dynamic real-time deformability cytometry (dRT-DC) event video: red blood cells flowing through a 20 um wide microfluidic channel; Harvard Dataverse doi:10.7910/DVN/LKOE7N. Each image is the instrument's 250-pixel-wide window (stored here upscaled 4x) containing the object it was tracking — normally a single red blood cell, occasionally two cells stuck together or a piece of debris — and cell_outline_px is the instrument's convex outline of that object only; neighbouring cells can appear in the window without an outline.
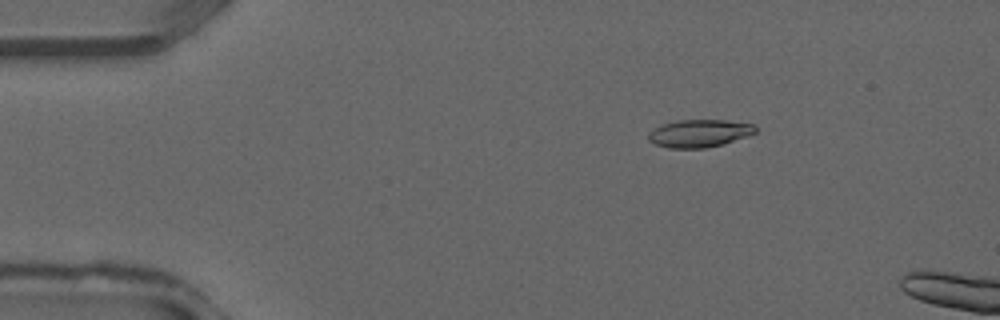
{"species": "common noctule bat (a hibernating species)", "species_latin": "Nyctalus noctula", "temperature_condition": "warm", "stored_images_in_passage": 9, "camera_frame_rate_fps": 3000, "um_per_image_px": 0.085, "animal": {"sex": "male", "forearm_length_mm": 52.5}, "frame": {"image": 1, "passage_image": 6, "time_ms": 1.667, "image_size_px": [1000, 320], "cell_outline_px": [[756, 132], [748, 136], [720, 144], [704, 148], [668, 148], [656, 144], [648, 140], [648, 136], [656, 128], [664, 124], [676, 120], [724, 120], [756, 124]], "centroid_in_image_um": [59.48, 11.33], "position_along_channel_um": 25.5, "area_um2": 16.99}}